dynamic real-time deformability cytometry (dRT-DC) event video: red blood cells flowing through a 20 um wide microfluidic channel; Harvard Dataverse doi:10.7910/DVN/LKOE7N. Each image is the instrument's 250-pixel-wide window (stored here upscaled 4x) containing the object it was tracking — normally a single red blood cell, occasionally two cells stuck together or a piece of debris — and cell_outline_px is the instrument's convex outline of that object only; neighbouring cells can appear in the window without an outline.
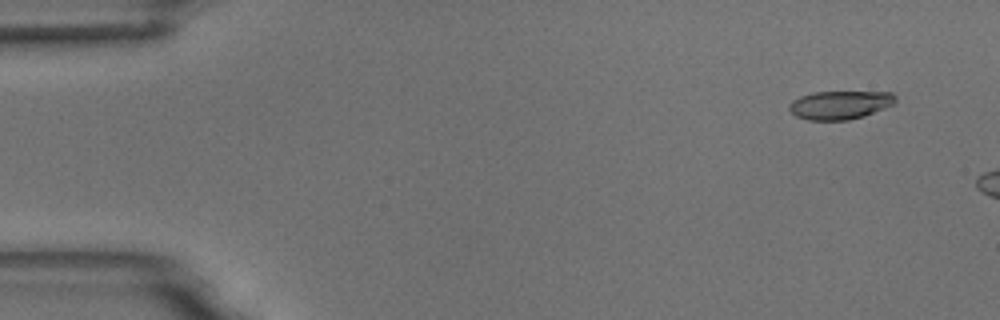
{"species": "common noctule bat (a hibernating species)", "species_latin": "Nyctalus noctula", "temperature_condition": "room temperature", "stored_images_in_passage": 3, "camera_frame_rate_fps": 3000, "um_per_image_px": 0.085, "animal": {"sex": "male", "body_mass_g": 18.8}, "frame": {"image": 1, "passage_image": 1, "time_ms": 0.0, "image_size_px": [1000, 320], "cell_outline_px": [[896, 100], [892, 104], [884, 108], [864, 116], [848, 120], [808, 120], [796, 116], [788, 108], [788, 104], [792, 100], [800, 96], [812, 92], [892, 92], [896, 96]], "centroid_in_image_um": [71.37, 8.92], "position_along_channel_um": 13.6, "area_um2": 17.63}}